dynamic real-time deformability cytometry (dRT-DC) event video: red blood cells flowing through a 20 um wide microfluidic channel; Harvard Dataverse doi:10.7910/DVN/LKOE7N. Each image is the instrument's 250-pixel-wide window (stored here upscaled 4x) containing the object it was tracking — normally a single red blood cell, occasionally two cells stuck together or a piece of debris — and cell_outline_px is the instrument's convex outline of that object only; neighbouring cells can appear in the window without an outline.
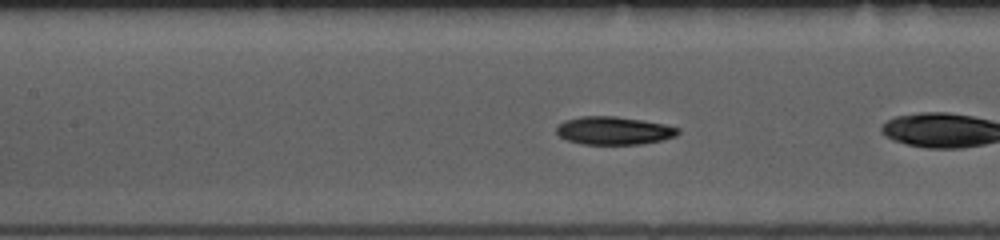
{"species": "common noctule bat (a hibernating species)", "species_latin": "Nyctalus noctula", "temperature_condition": "room temperature", "stored_images_in_passage": 26, "camera_frame_rate_fps": 3000, "um_per_image_px": 0.085, "animal": {"sex": "female", "body_mass_g": 10.0, "forearm_length_mm": 53.1}, "frame": {"image": 1, "passage_image": 8, "time_ms": 2.333, "image_size_px": [1000, 240], "cell_outline_px": [[680, 132], [676, 136], [660, 140], [640, 144], [584, 144], [568, 140], [560, 136], [556, 132], [556, 128], [564, 120], [580, 116], [616, 116], [664, 124], [680, 128]], "centroid_in_image_um": [52.17, 11.09], "position_along_channel_um": 155.2, "area_um2": 19.71}}